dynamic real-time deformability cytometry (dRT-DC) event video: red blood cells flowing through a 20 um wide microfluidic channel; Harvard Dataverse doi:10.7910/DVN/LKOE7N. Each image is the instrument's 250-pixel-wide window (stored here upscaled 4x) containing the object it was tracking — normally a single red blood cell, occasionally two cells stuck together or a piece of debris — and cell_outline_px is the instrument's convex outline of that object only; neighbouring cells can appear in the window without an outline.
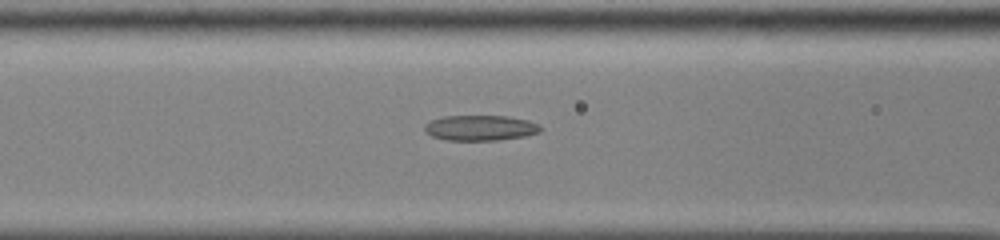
{"species": "common noctule bat (a hibernating species)", "species_latin": "Nyctalus noctula", "temperature_condition": "cold", "stored_images_in_passage": 50, "camera_frame_rate_fps": 3000, "um_per_image_px": 0.085, "animal": {"sex": "male", "body_mass_g": 13.0, "forearm_length_mm": 53.1}, "frame": {"image": 1, "passage_image": 19, "time_ms": 6.0, "image_size_px": [1000, 240], "cell_outline_px": [[540, 132], [524, 136], [496, 140], [448, 140], [432, 136], [424, 128], [424, 124], [432, 120], [444, 116], [508, 116], [528, 120], [540, 124]], "centroid_in_image_um": [40.85, 10.86], "position_along_channel_um": 125.8, "area_um2": 16.99}}
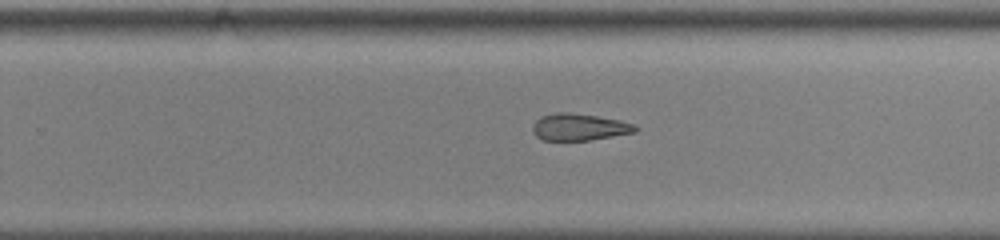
{"frame": {"image": 2, "passage_image": 31, "time_ms": 10.0, "image_size_px": [1000, 240], "cell_outline_px": [[640, 128], [636, 132], [588, 140], [544, 140], [536, 136], [532, 132], [532, 124], [540, 116], [556, 112], [568, 112], [596, 116], [620, 120], [632, 124]], "centroid_in_image_um": [49.2, 10.79], "position_along_channel_um": 280.6, "area_um2": 16.07}}
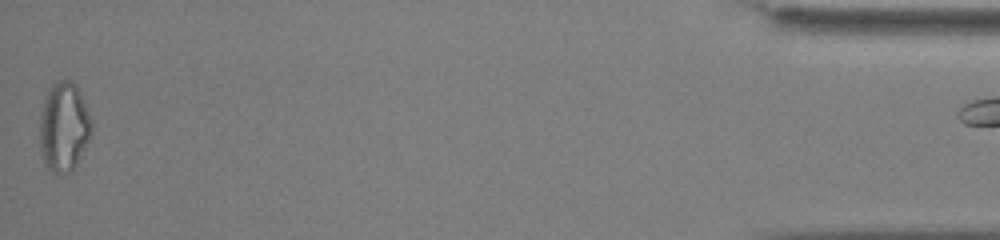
{"frame": {"image": 3, "passage_image": 49, "time_ms": 16.0, "image_size_px": [1000, 240], "cell_outline_px": [[92, 132], [76, 164], [68, 172], [52, 172], [44, 164], [40, 148], [40, 116], [44, 100], [52, 84], [56, 80], [72, 80], [76, 84], [80, 92], [92, 120]], "centroid_in_image_um": [5.42, 10.75], "position_along_channel_um": 429.8, "area_um2": 26.76}}